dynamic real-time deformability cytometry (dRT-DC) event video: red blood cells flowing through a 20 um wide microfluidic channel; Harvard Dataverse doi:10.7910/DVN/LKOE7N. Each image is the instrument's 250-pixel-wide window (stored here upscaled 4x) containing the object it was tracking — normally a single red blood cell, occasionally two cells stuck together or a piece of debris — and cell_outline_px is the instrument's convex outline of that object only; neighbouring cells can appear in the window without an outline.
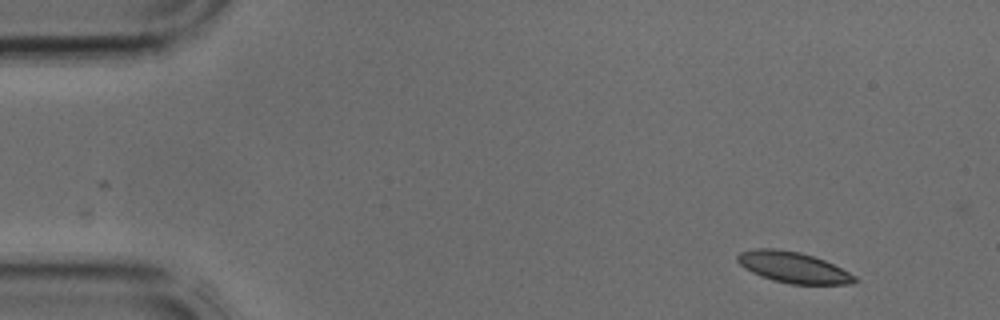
{"species": "common noctule bat (a hibernating species)", "species_latin": "Nyctalus noctula", "temperature_condition": "cold", "stored_images_in_passage": 3, "camera_frame_rate_fps": 3000, "um_per_image_px": 0.085, "animal": {"sex": "male", "body_mass_g": 17.9, "forearm_length_mm": 54.2}, "frame": {"image": 1, "passage_image": 1, "time_ms": 0.0, "image_size_px": [1000, 320], "cell_outline_px": [[860, 280], [852, 284], [792, 284], [772, 280], [760, 276], [744, 268], [736, 260], [736, 256], [740, 252], [752, 248], [772, 248], [800, 252], [824, 260], [856, 276]], "centroid_in_image_um": [67.4, 22.72], "position_along_channel_um": 17.6, "area_um2": 21.15}}